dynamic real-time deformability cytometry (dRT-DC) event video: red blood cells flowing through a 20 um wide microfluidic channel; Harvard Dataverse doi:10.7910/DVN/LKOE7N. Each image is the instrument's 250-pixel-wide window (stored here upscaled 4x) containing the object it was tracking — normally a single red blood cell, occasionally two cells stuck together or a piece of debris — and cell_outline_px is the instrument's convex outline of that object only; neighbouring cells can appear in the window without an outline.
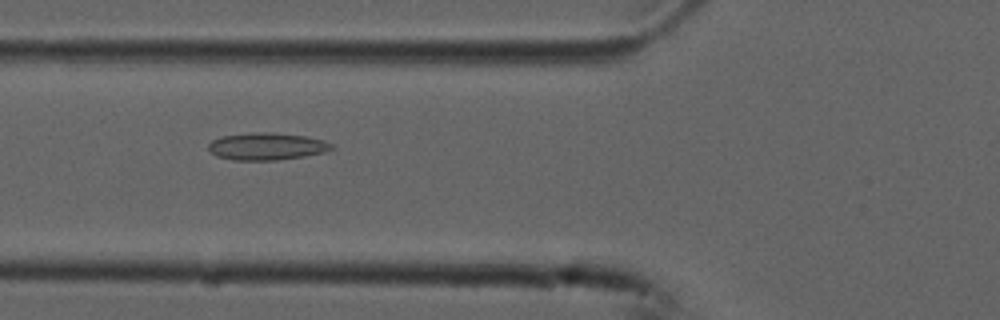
{"species": "common noctule bat (a hibernating species)", "species_latin": "Nyctalus noctula", "temperature_condition": "cold", "stored_images_in_passage": 7, "camera_frame_rate_fps": 3000, "um_per_image_px": 0.085, "animal": {"sex": "male", "forearm_length_mm": 52.5}, "frame": {"image": 1, "passage_image": 3, "time_ms": 0.667, "image_size_px": [1000, 320], "cell_outline_px": [[336, 148], [324, 152], [304, 156], [276, 160], [232, 160], [216, 156], [208, 148], [208, 144], [212, 140], [220, 136], [252, 132], [272, 132], [304, 136], [324, 140], [332, 144]], "centroid_in_image_um": [22.66, 12.44], "position_along_channel_um": 103.1, "area_um2": 19.65}}
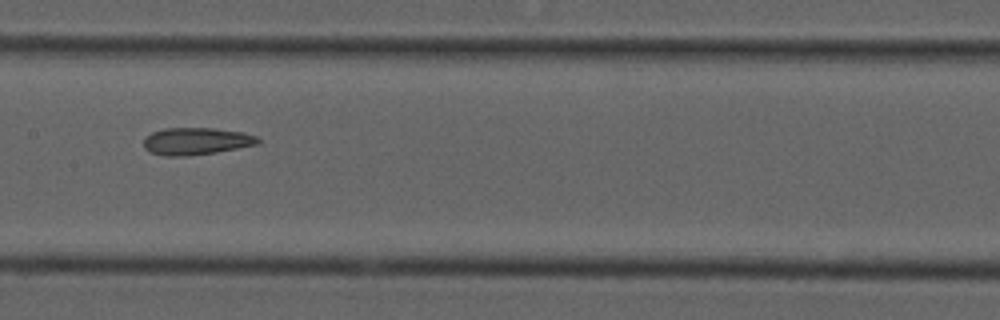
{"frame": {"image": 2, "passage_image": 5, "time_ms": 1.333, "image_size_px": [1000, 320], "cell_outline_px": [[260, 144], [216, 152], [184, 156], [164, 156], [152, 152], [144, 148], [144, 140], [152, 132], [164, 128], [212, 128], [244, 132], [256, 136], [260, 140]], "centroid_in_image_um": [16.71, 12.0], "position_along_channel_um": 190.7, "area_um2": 18.03}}
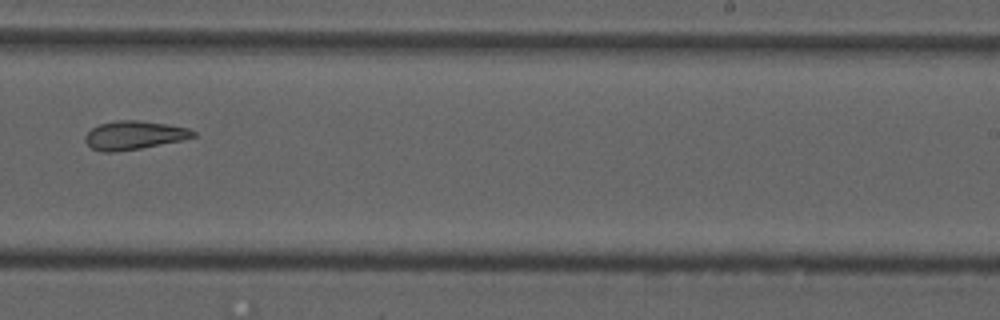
{"frame": {"image": 3, "passage_image": 7, "time_ms": 2.0, "image_size_px": [1000, 320], "cell_outline_px": [[196, 136], [184, 140], [140, 148], [116, 152], [104, 152], [92, 148], [84, 140], [84, 136], [92, 128], [100, 124], [116, 120], [140, 120], [168, 124], [188, 128], [196, 132]], "centroid_in_image_um": [11.41, 11.49], "position_along_channel_um": 277.6, "area_um2": 18.03}}